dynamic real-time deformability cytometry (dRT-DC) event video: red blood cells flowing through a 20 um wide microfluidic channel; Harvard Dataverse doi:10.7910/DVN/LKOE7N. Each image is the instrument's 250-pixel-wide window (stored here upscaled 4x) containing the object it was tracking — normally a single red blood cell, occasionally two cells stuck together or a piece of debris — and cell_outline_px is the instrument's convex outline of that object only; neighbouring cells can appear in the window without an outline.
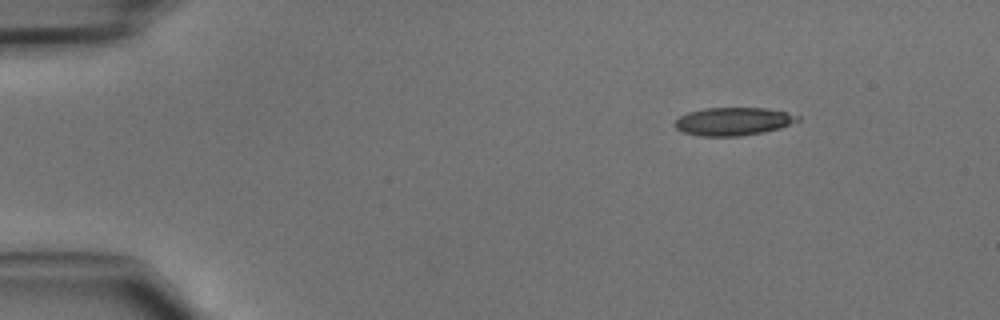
{"species": "common noctule bat (a hibernating species)", "species_latin": "Nyctalus noctula", "temperature_condition": "cold", "stored_images_in_passage": 10, "camera_frame_rate_fps": 3000, "um_per_image_px": 0.085, "animal": {"sex": "male", "body_mass_g": 15.6}, "frame": {"image": 1, "passage_image": 1, "time_ms": 0.0, "image_size_px": [1000, 320], "cell_outline_px": [[800, 120], [780, 128], [764, 132], [740, 136], [700, 136], [684, 132], [676, 128], [672, 124], [680, 116], [688, 112], [704, 108], [764, 108], [788, 112], [800, 116]], "centroid_in_image_um": [62.33, 10.32], "position_along_channel_um": 22.7, "area_um2": 20.11}}
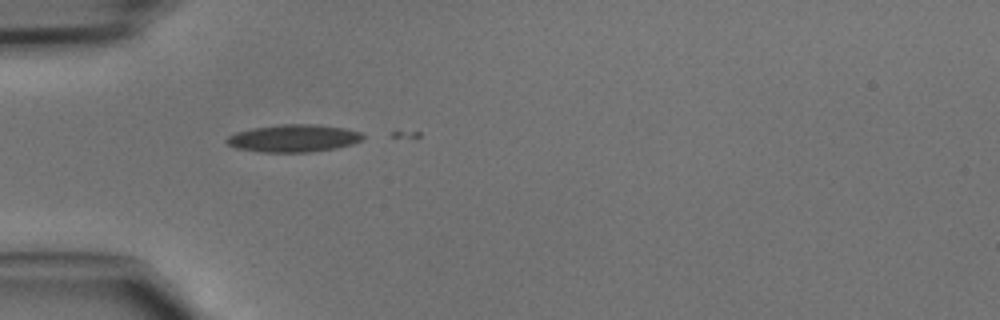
{"frame": {"image": 2, "passage_image": 9, "time_ms": 2.667, "image_size_px": [1000, 320], "cell_outline_px": [[364, 136], [360, 140], [352, 144], [336, 148], [308, 152], [260, 152], [236, 148], [228, 144], [224, 140], [228, 136], [236, 132], [252, 128], [280, 124], [308, 124], [344, 128], [360, 132]], "centroid_in_image_um": [24.91, 11.75], "position_along_channel_um": 60.1, "area_um2": 21.68}}